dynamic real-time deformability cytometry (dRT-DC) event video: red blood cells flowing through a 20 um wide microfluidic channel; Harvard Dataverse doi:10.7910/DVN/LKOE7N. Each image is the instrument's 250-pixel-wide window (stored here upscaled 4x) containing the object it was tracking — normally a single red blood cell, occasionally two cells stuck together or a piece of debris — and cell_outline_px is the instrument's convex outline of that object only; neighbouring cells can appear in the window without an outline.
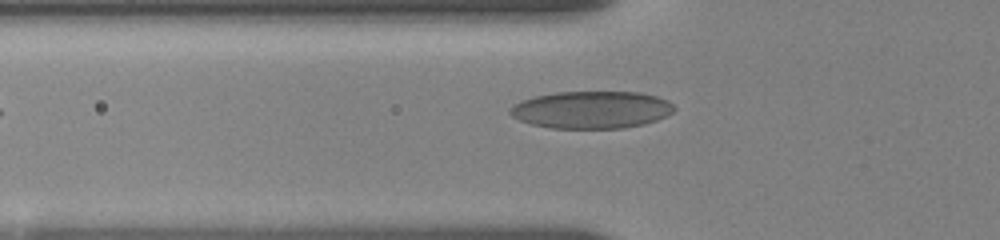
{"species": "human", "species_latin": "Homo sapiens", "temperature_condition": "room temperature", "stored_images_in_passage": 24, "camera_frame_rate_fps": 3000, "um_per_image_px": 0.085, "donor": {"sex": "female"}, "frame": {"image": 1, "passage_image": 2, "time_ms": 0.667, "image_size_px": [1000, 240], "cell_outline_px": [[676, 108], [672, 112], [656, 120], [644, 124], [624, 128], [552, 128], [532, 124], [520, 120], [512, 116], [508, 112], [508, 108], [512, 104], [520, 100], [536, 96], [556, 92], [640, 92], [656, 96], [668, 100]], "centroid_in_image_um": [50.25, 9.32], "position_along_channel_um": 75.6, "area_um2": 35.78}}
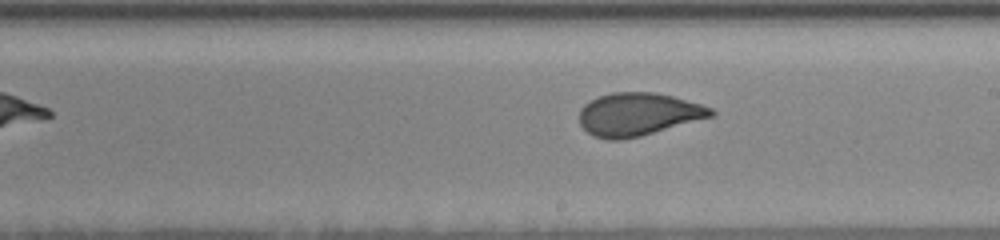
{"frame": {"image": 2, "passage_image": 11, "time_ms": 5.0, "image_size_px": [1000, 240], "cell_outline_px": [[716, 112], [712, 116], [640, 136], [620, 140], [608, 140], [592, 136], [580, 124], [580, 108], [584, 104], [600, 96], [612, 92], [652, 92], [672, 96], [700, 104], [712, 108]], "centroid_in_image_um": [54.21, 9.72], "position_along_channel_um": 234.8, "area_um2": 32.6}}
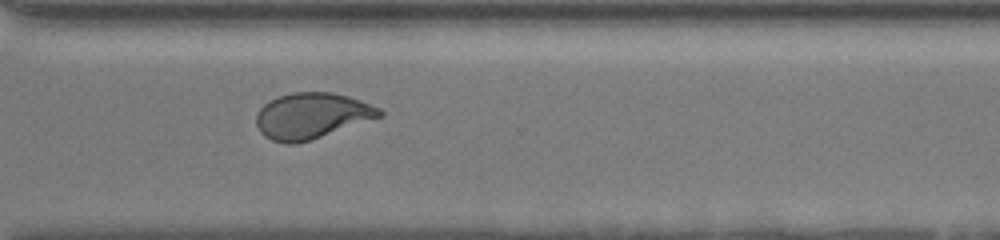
{"frame": {"image": 3, "passage_image": 17, "time_ms": 8.0, "image_size_px": [1000, 240], "cell_outline_px": [[384, 116], [296, 144], [284, 144], [272, 140], [264, 136], [260, 132], [256, 124], [256, 112], [268, 100], [292, 92], [332, 92], [348, 96], [360, 100], [380, 108], [384, 112]], "centroid_in_image_um": [26.48, 9.84], "position_along_channel_um": 344.1, "area_um2": 33.0}}